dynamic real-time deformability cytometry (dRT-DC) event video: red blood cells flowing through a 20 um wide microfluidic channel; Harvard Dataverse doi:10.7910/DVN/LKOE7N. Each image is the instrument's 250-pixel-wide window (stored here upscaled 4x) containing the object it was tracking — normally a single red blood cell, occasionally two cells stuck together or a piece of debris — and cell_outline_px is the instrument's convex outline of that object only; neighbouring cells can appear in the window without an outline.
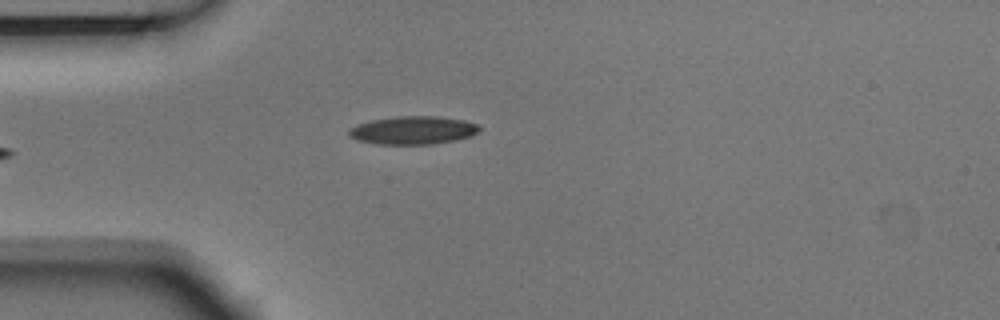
{"species": "Egyptian fruit bat (a non-hibernating species)", "species_latin": "Rousettus aegyptiacus", "temperature_condition": "room temperature", "stored_images_in_passage": 4, "camera_frame_rate_fps": 3000, "um_per_image_px": 0.085, "animal": {"sex": "male"}, "frame": {"image": 1, "passage_image": 4, "time_ms": 1.0, "image_size_px": [1000, 320], "cell_outline_px": [[480, 128], [472, 136], [456, 140], [432, 144], [376, 144], [356, 140], [348, 136], [348, 132], [352, 128], [360, 124], [372, 120], [396, 116], [436, 116], [464, 120], [476, 124]], "centroid_in_image_um": [35.1, 11.08], "position_along_channel_um": 49.9, "area_um2": 21.27}}